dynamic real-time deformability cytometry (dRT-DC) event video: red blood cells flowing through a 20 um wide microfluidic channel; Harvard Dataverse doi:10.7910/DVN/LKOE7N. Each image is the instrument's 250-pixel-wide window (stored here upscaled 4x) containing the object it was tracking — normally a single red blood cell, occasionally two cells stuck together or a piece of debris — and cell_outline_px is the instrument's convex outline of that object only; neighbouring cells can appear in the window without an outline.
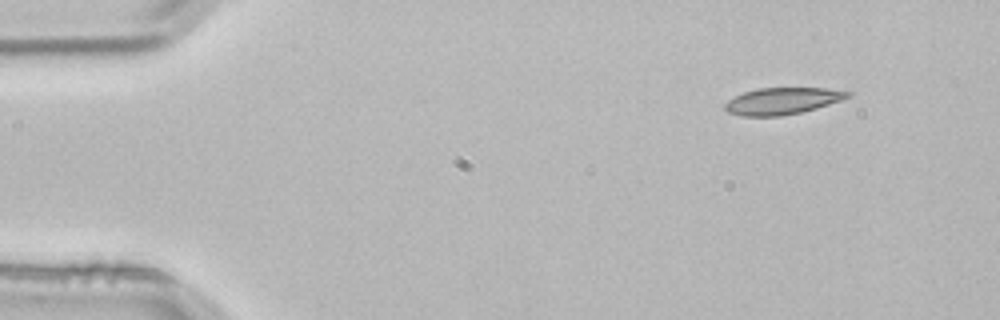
{"species": "common noctule bat (a hibernating species)", "species_latin": "Nyctalus noctula", "temperature_condition": "room temperature", "stored_images_in_passage": 3, "camera_frame_rate_fps": 3000, "um_per_image_px": 0.085, "animal": {"sex": "male", "body_mass_g": 21.5, "forearm_length_mm": 52.0}, "frame": {"image": 1, "passage_image": 1, "time_ms": 0.0, "image_size_px": [1000, 320], "cell_outline_px": [[852, 96], [816, 108], [800, 112], [780, 116], [744, 116], [728, 112], [724, 108], [724, 104], [728, 100], [744, 92], [760, 88], [824, 88], [852, 92]], "centroid_in_image_um": [66.49, 8.58], "position_along_channel_um": 18.5, "area_um2": 18.9}}
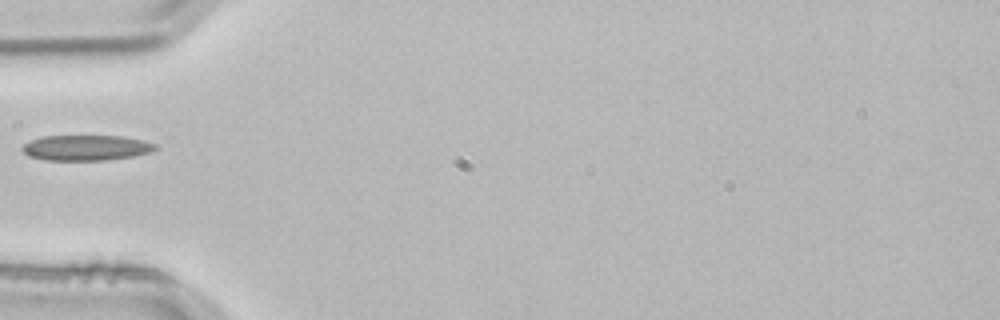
{"frame": {"image": 2, "passage_image": 3, "time_ms": 0.667, "image_size_px": [1000, 320], "cell_outline_px": [[160, 148], [148, 152], [132, 156], [108, 160], [44, 160], [28, 156], [20, 148], [24, 144], [32, 140], [44, 136], [120, 136], [144, 140], [156, 144]], "centroid_in_image_um": [7.32, 12.56], "position_along_channel_um": 77.7, "area_um2": 19.71}}